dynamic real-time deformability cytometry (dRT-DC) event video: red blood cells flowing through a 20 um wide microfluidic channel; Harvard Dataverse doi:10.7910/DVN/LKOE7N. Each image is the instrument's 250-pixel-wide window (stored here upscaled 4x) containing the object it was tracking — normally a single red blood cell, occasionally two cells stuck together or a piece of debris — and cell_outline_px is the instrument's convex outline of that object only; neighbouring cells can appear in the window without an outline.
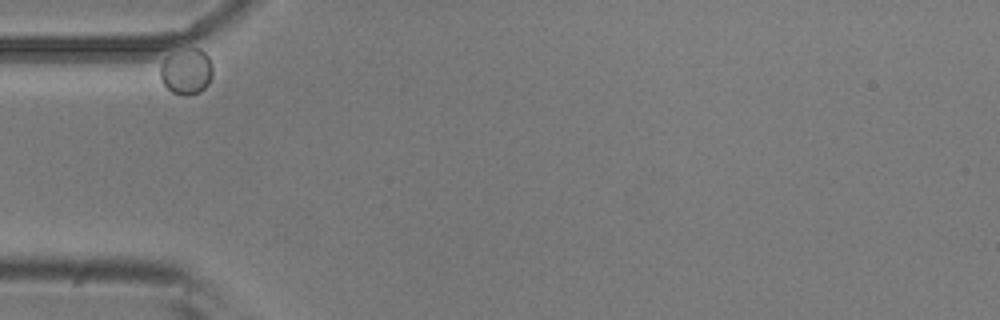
{"species": "common noctule bat (a hibernating species)", "species_latin": "Nyctalus noctula", "temperature_condition": "room temperature", "stored_images_in_passage": 4, "camera_frame_rate_fps": 3000, "um_per_image_px": 0.085, "animal": {"sex": "male", "body_mass_g": 20.5, "forearm_length_mm": 52.5}, "frame": {"image": 1, "passage_image": 1, "time_ms": 0.0, "image_size_px": [1000, 320], "cell_outline_px": [[212, 76], [208, 84], [200, 92], [188, 96], [184, 96], [172, 92], [164, 84], [160, 76], [160, 68], [164, 60], [196, 48], [204, 52], [208, 56], [212, 64]], "centroid_in_image_um": [15.89, 6.16], "position_along_channel_um": 69.1, "area_um2": 13.35}}
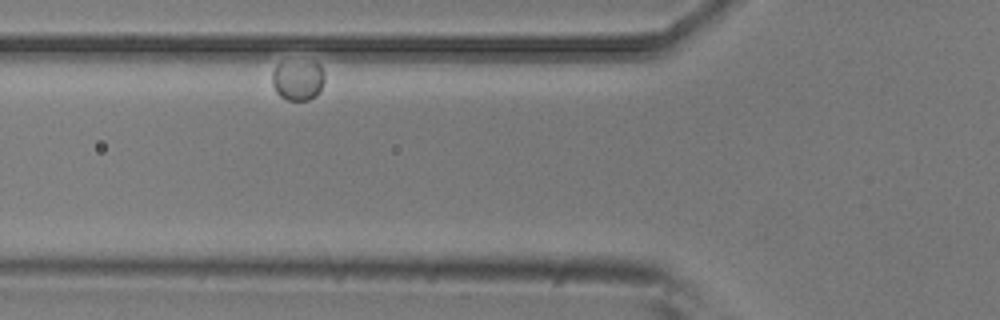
{"frame": {"image": 2, "passage_image": 2, "time_ms": 0.333, "image_size_px": [1000, 320], "cell_outline_px": [[324, 80], [320, 92], [316, 96], [308, 100], [288, 100], [280, 96], [276, 92], [272, 84], [272, 72], [276, 64], [320, 64], [324, 72]], "centroid_in_image_um": [25.32, 6.87], "position_along_channel_um": 100.5, "area_um2": 11.96}}
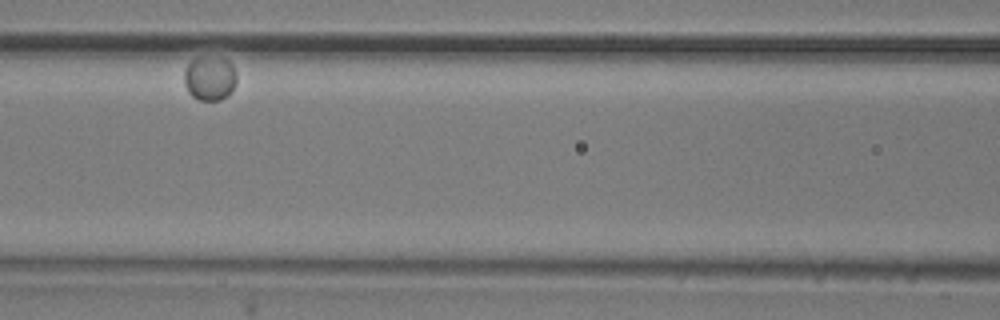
{"frame": {"image": 3, "passage_image": 3, "time_ms": 0.667, "image_size_px": [1000, 320], "cell_outline_px": [[236, 80], [232, 92], [228, 96], [220, 100], [200, 100], [192, 96], [188, 92], [184, 84], [184, 72], [188, 64], [192, 60], [228, 60], [232, 64], [236, 72]], "centroid_in_image_um": [17.84, 6.73], "position_along_channel_um": 148.8, "area_um2": 13.12}}